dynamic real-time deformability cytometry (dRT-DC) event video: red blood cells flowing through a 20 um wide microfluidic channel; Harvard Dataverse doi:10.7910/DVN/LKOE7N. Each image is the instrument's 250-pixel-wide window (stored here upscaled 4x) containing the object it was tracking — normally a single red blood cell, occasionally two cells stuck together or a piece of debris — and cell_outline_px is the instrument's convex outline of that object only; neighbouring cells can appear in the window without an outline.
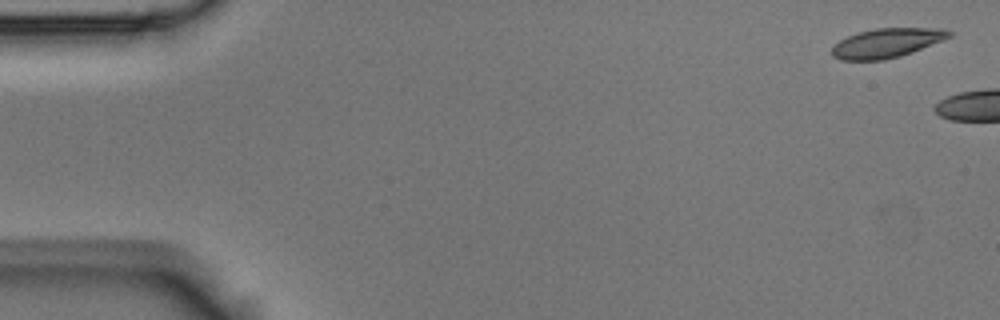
{"species": "Egyptian fruit bat (a non-hibernating species)", "species_latin": "Rousettus aegyptiacus", "temperature_condition": "room temperature", "stored_images_in_passage": 2, "camera_frame_rate_fps": 3000, "um_per_image_px": 0.085, "animal": {"sex": "male"}, "frame": {"image": 1, "passage_image": 1, "time_ms": 0.0, "image_size_px": [1000, 320], "cell_outline_px": [[952, 36], [912, 52], [900, 56], [884, 60], [840, 60], [832, 56], [832, 48], [840, 40], [856, 32], [876, 28], [944, 28], [952, 32]], "centroid_in_image_um": [75.37, 3.65], "position_along_channel_um": 9.6, "area_um2": 20.0}}